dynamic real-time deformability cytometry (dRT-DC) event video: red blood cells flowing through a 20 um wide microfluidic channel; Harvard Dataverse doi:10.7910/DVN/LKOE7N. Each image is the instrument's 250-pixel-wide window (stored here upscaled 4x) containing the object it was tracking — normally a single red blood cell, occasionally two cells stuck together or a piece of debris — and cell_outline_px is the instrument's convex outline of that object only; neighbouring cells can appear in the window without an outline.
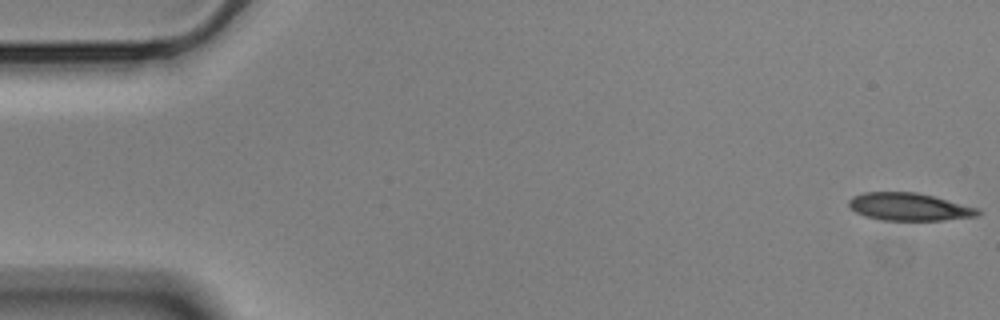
{"species": "Egyptian fruit bat (a non-hibernating species)", "species_latin": "Rousettus aegyptiacus", "temperature_condition": "cold", "stored_images_in_passage": 56, "camera_frame_rate_fps": 3000, "um_per_image_px": 0.085, "animal": {"sex": "male"}, "frame": {"image": 1, "passage_image": 1, "time_ms": 0.0, "image_size_px": [1000, 320], "cell_outline_px": [[980, 212], [976, 216], [944, 220], [880, 220], [864, 216], [856, 212], [848, 204], [848, 200], [852, 196], [864, 192], [916, 192], [980, 208]], "centroid_in_image_um": [77.25, 17.58], "position_along_channel_um": 7.7, "area_um2": 20.75}}
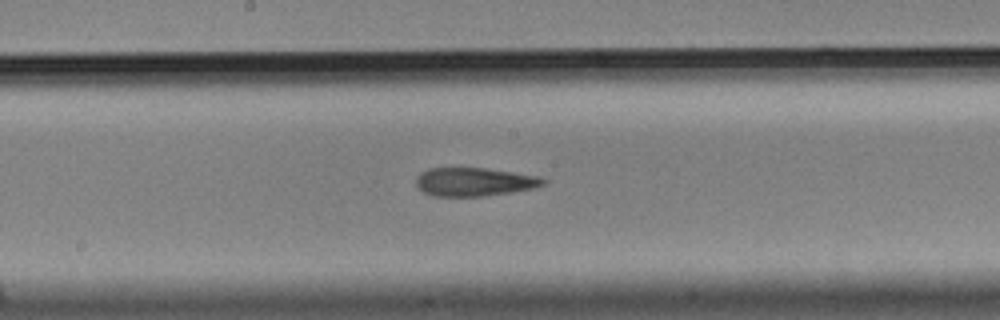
{"frame": {"image": 2, "passage_image": 29, "time_ms": 9.333, "image_size_px": [1000, 320], "cell_outline_px": [[548, 180], [544, 184], [532, 188], [512, 192], [484, 196], [432, 196], [416, 188], [416, 176], [420, 172], [428, 168], [484, 168], [512, 172], [536, 176]], "centroid_in_image_um": [40.25, 15.46], "position_along_channel_um": 207.9, "area_um2": 21.1}}
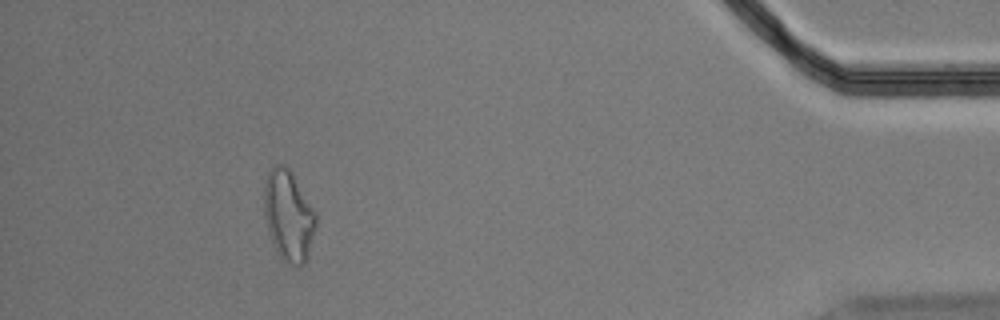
{"frame": {"image": 3, "passage_image": 51, "time_ms": 16.667, "image_size_px": [1000, 320], "cell_outline_px": [[316, 228], [308, 260], [300, 268], [284, 260], [280, 256], [272, 244], [268, 232], [264, 216], [264, 184], [268, 172], [272, 164], [284, 164], [292, 172], [316, 212]], "centroid_in_image_um": [24.53, 18.34], "position_along_channel_um": 410.7, "area_um2": 27.92}, "authors_computed_cell_mechanics": {"area_um2": 21.8484, "velocity_mm_per_s": 3.5625, "shape_relaxation_time_tau1_ms": null, "shape_relaxation_time_tau2_ms": 5.2667, "deformation_change_tau1": null, "deformation_change_tau2": 0.1613}}